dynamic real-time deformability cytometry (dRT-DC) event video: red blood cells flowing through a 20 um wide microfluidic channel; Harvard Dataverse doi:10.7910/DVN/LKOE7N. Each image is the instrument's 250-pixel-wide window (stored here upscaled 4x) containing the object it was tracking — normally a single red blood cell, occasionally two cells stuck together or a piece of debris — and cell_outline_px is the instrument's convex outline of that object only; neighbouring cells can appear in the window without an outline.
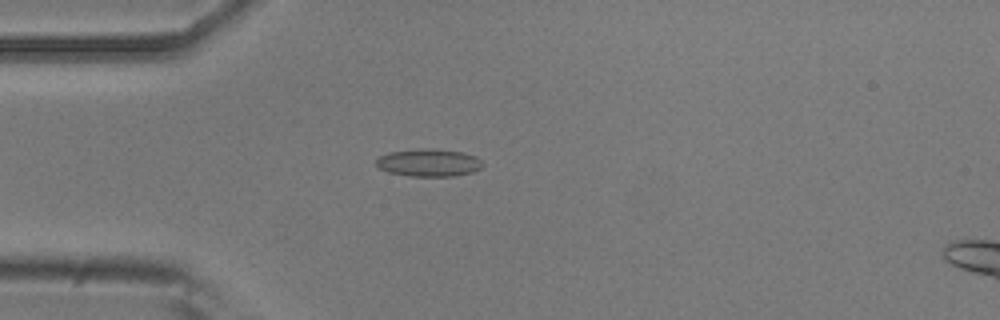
{"species": "common noctule bat (a hibernating species)", "species_latin": "Nyctalus noctula", "temperature_condition": "room temperature", "stored_images_in_passage": 51, "camera_frame_rate_fps": 3000, "um_per_image_px": 0.085, "animal": {"sex": "male", "body_mass_g": 20.5, "forearm_length_mm": 52.5}, "frame": {"image": 1, "passage_image": 13, "time_ms": 4.0, "image_size_px": [1000, 320], "cell_outline_px": [[484, 164], [480, 168], [472, 172], [456, 176], [412, 176], [388, 172], [380, 168], [376, 164], [376, 160], [380, 156], [388, 152], [416, 148], [432, 148], [464, 152], [476, 156]], "centroid_in_image_um": [36.46, 13.81], "position_along_channel_um": 48.5, "area_um2": 17.28}}
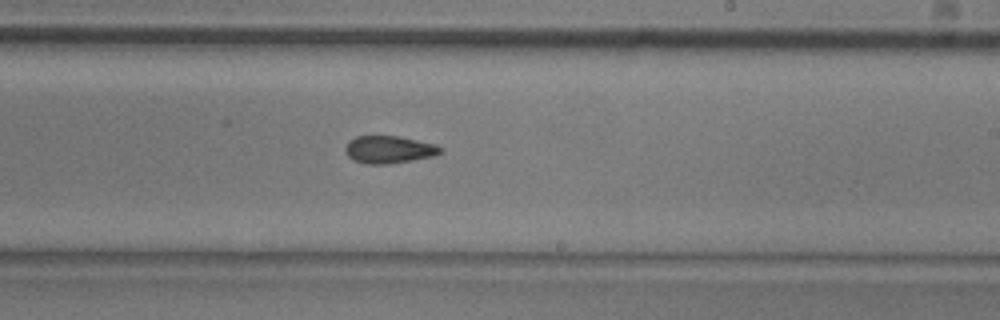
{"frame": {"image": 2, "passage_image": 30, "time_ms": 9.667, "image_size_px": [1000, 320], "cell_outline_px": [[444, 152], [432, 156], [412, 160], [388, 164], [368, 164], [356, 160], [348, 156], [344, 148], [348, 140], [356, 136], [400, 136], [436, 144]], "centroid_in_image_um": [33.06, 12.7], "position_along_channel_um": 255.9, "area_um2": 15.2}}
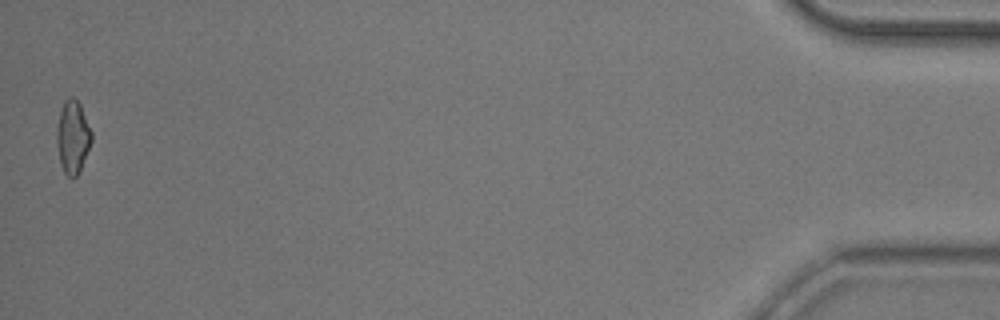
{"frame": {"image": 3, "passage_image": 51, "time_ms": 16.667, "image_size_px": [1000, 320], "cell_outline_px": [[92, 140], [80, 172], [76, 176], [68, 176], [64, 172], [60, 164], [56, 144], [56, 132], [60, 112], [64, 100], [68, 96], [72, 96], [80, 104], [92, 132]], "centroid_in_image_um": [6.18, 11.64], "position_along_channel_um": 429.0, "area_um2": 14.85}, "authors_computed_cell_mechanics": {"area_um2": 15.3748, "velocity_mm_per_s": 3.8392, "shape_relaxation_time_tau1_ms": 7.5678, "shape_relaxation_time_tau2_ms": 3.1344, "deformation_change_tau1": 0.1402, "deformation_change_tau2": 0.0996}}